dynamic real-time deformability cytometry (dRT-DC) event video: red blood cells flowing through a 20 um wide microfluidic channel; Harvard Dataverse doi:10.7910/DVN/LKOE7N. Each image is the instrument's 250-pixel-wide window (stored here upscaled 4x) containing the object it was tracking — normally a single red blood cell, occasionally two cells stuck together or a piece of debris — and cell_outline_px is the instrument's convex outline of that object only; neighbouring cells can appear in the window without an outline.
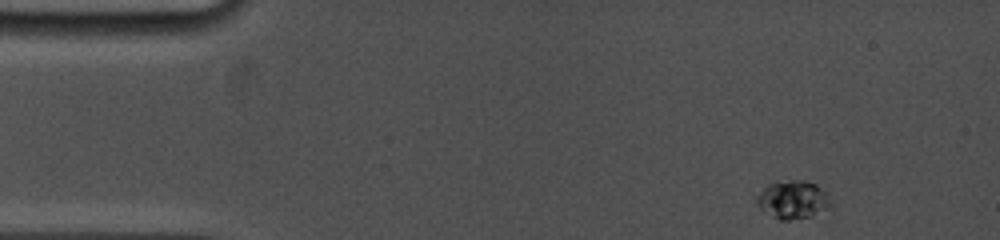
{"species": "common noctule bat (a hibernating species)", "species_latin": "Nyctalus noctula", "temperature_condition": "cold", "stored_images_in_passage": 97, "camera_frame_rate_fps": 5000, "um_per_image_px": 0.085, "animal": {"sex": "female", "body_mass_g": 19.0, "forearm_length_mm": 53.3}, "frame": {"image": 1, "passage_image": 1, "time_ms": 0.0, "image_size_px": [1000, 240], "cell_outline_px": [[836, 204], [832, 208], [812, 216], [788, 220], [780, 220], [760, 208], [756, 204], [756, 196], [768, 184], [788, 180], [804, 180], [816, 184]], "centroid_in_image_um": [67.45, 16.98], "position_along_channel_um": 17.5, "area_um2": 16.59}}
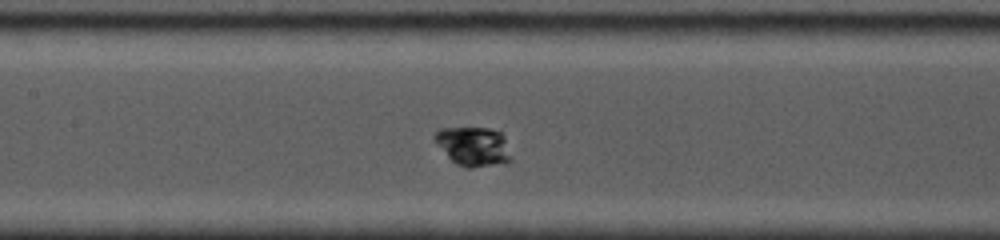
{"frame": {"image": 2, "passage_image": 38, "time_ms": 6.4, "image_size_px": [1000, 240], "cell_outline_px": [[512, 160], [508, 164], [472, 168], [468, 168], [456, 164], [448, 156], [432, 136], [440, 128], [488, 128], [500, 132], [504, 136]], "centroid_in_image_um": [40.28, 12.46], "position_along_channel_um": 167.1, "area_um2": 17.51}}
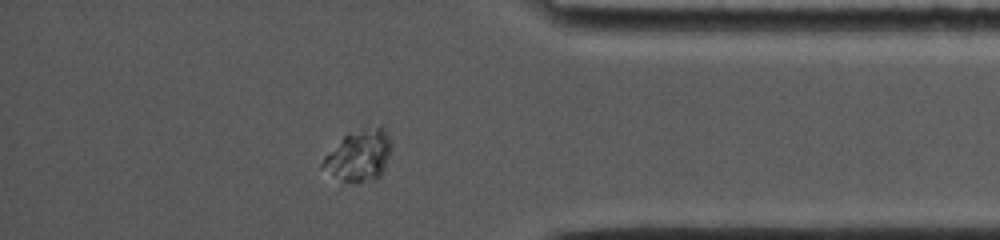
{"frame": {"image": 3, "passage_image": 83, "time_ms": 13.0, "image_size_px": [1000, 240], "cell_outline_px": [[392, 148], [380, 176], [376, 180], [344, 180], [320, 168], [320, 164], [324, 156], [348, 132], [380, 124], [384, 128], [392, 144]], "centroid_in_image_um": [30.53, 13.15], "position_along_channel_um": 404.7, "area_um2": 20.29}}